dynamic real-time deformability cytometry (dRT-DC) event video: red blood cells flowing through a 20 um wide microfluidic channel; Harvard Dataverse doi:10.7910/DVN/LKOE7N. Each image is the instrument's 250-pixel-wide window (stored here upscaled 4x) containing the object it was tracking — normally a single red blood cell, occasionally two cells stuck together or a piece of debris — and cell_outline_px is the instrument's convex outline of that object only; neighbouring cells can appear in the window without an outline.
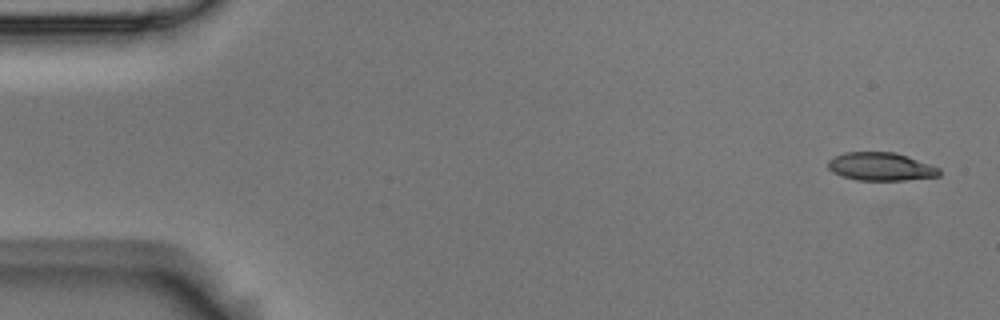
{"species": "Egyptian fruit bat (a non-hibernating species)", "species_latin": "Rousettus aegyptiacus", "temperature_condition": "room temperature", "stored_images_in_passage": 5, "camera_frame_rate_fps": 3000, "um_per_image_px": 0.085, "animal": {"sex": "male"}, "frame": {"image": 1, "passage_image": 1, "time_ms": 0.0, "image_size_px": [1000, 320], "cell_outline_px": [[940, 176], [904, 180], [856, 180], [840, 176], [832, 172], [828, 168], [828, 160], [844, 152], [896, 152], [908, 156], [940, 168]], "centroid_in_image_um": [74.86, 14.16], "position_along_channel_um": 10.1, "area_um2": 18.32}}